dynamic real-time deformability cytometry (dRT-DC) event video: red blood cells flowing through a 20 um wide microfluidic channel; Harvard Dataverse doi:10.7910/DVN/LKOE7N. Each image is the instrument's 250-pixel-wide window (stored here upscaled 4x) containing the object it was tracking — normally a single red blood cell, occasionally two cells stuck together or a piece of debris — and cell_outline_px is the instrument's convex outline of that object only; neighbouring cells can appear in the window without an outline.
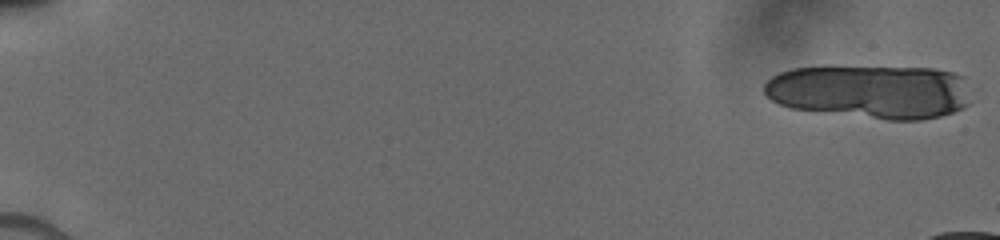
{"species": "human", "species_latin": "Homo sapiens", "temperature_condition": "cold", "stored_images_in_passage": 8, "camera_frame_rate_fps": 3000, "um_per_image_px": 0.085, "donor": {"sex": "male"}, "frame": {"image": 1, "passage_image": 1, "time_ms": 0.0, "image_size_px": [1000, 240], "cell_outline_px": [[968, 104], [964, 108], [940, 116], [920, 120], [888, 120], [792, 108], [780, 104], [772, 100], [764, 92], [764, 84], [772, 76], [780, 72], [792, 68], [824, 64], [828, 64], [932, 68], [952, 72], [964, 76]], "centroid_in_image_um": [73.95, 7.73], "position_along_channel_um": 11.0, "area_um2": 66.18}}